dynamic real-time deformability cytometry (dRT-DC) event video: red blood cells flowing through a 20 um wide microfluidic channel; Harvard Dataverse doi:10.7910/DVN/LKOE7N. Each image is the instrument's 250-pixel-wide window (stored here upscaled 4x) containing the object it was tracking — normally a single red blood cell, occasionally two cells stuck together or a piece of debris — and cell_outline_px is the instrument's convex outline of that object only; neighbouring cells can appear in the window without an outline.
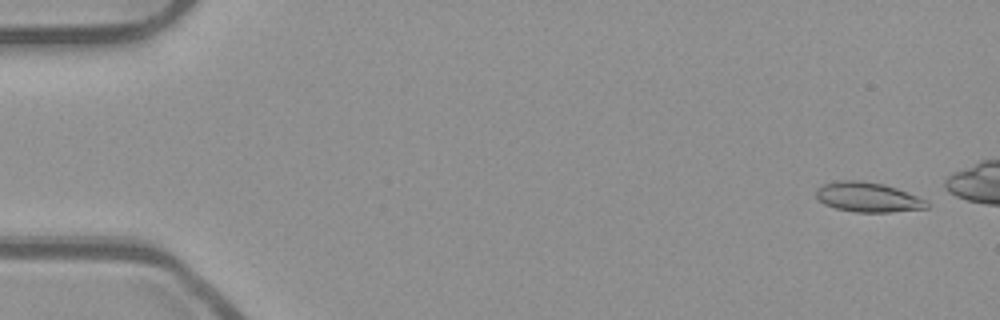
{"species": "common noctule bat (a hibernating species)", "species_latin": "Nyctalus noctula", "temperature_condition": "room temperature", "stored_images_in_passage": 16, "camera_frame_rate_fps": 3000, "um_per_image_px": 0.085, "animal": {"sex": "male", "body_mass_g": 23.1, "forearm_length_mm": 52.7}, "frame": {"image": 1, "passage_image": 3, "time_ms": 0.667, "image_size_px": [1000, 320], "cell_outline_px": [[928, 208], [888, 212], [856, 212], [836, 208], [824, 204], [816, 196], [816, 192], [824, 184], [844, 180], [860, 180], [884, 184], [896, 188], [928, 200]], "centroid_in_image_um": [73.81, 16.76], "position_along_channel_um": 11.2, "area_um2": 18.96}}